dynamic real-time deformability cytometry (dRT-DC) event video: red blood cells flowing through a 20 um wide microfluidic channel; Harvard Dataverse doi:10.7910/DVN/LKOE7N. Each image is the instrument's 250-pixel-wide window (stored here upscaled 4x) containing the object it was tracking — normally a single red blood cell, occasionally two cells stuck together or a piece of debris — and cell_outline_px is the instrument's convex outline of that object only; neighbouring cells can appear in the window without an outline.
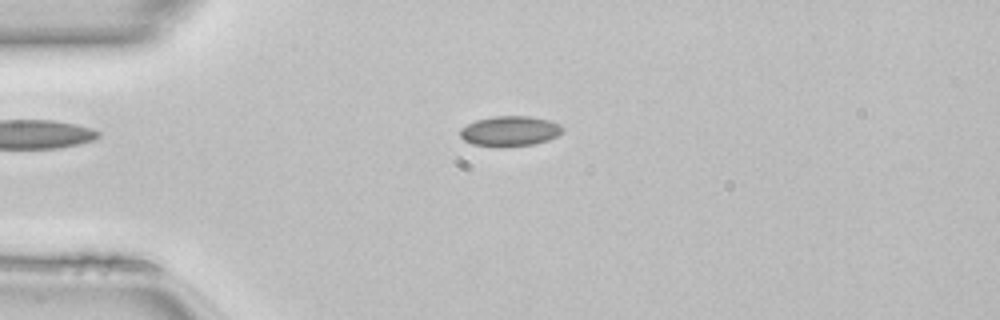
{"species": "common noctule bat (a hibernating species)", "species_latin": "Nyctalus noctula", "temperature_condition": "room temperature", "stored_images_in_passage": 39, "camera_frame_rate_fps": 3000, "um_per_image_px": 0.085, "animal": {"sex": "female", "body_mass_g": 22.7, "forearm_length_mm": 54.2}, "frame": {"image": 1, "passage_image": 2, "time_ms": 0.333, "image_size_px": [1000, 320], "cell_outline_px": [[564, 128], [556, 136], [548, 140], [532, 144], [500, 148], [496, 148], [472, 144], [464, 140], [460, 136], [460, 128], [476, 120], [496, 116], [532, 116], [548, 120], [560, 124]], "centroid_in_image_um": [43.31, 11.16], "position_along_channel_um": 41.7, "area_um2": 18.15}}
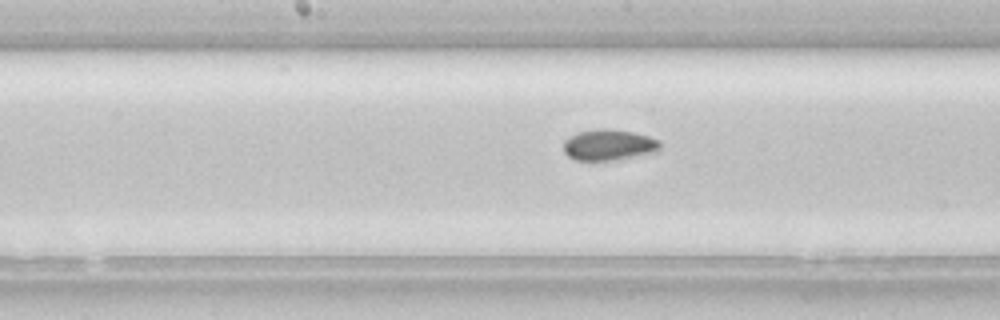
{"frame": {"image": 2, "passage_image": 15, "time_ms": 4.667, "image_size_px": [1000, 320], "cell_outline_px": [[660, 148], [656, 152], [612, 160], [576, 160], [568, 156], [564, 152], [564, 140], [576, 132], [604, 128], [632, 132], [648, 136], [660, 140]], "centroid_in_image_um": [51.73, 12.31], "position_along_channel_um": 196.5, "area_um2": 17.28}}
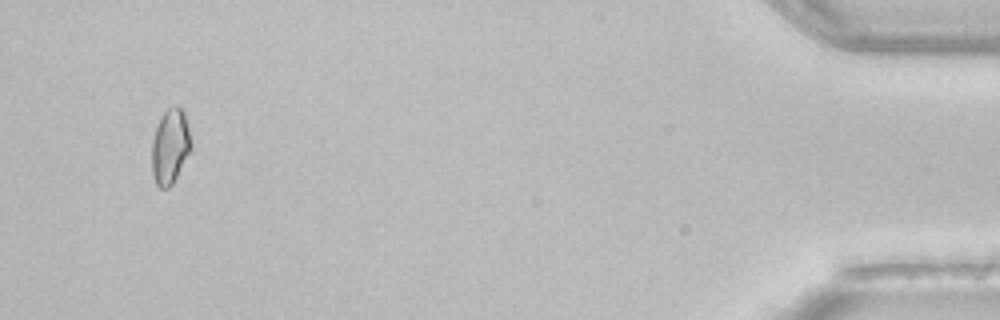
{"frame": {"image": 3, "passage_image": 37, "time_ms": 12.0, "image_size_px": [1000, 320], "cell_outline_px": [[192, 148], [172, 184], [168, 188], [160, 188], [156, 184], [152, 172], [152, 140], [156, 128], [164, 112], [168, 108], [176, 104], [180, 104], [184, 108], [192, 140]], "centroid_in_image_um": [14.49, 12.39], "position_along_channel_um": 420.7, "area_um2": 17.4}}